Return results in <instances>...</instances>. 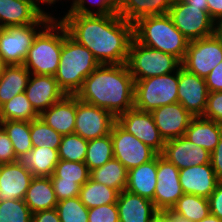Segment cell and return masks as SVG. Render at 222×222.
<instances>
[{"label":"cell","mask_w":222,"mask_h":222,"mask_svg":"<svg viewBox=\"0 0 222 222\" xmlns=\"http://www.w3.org/2000/svg\"><path fill=\"white\" fill-rule=\"evenodd\" d=\"M57 15L68 35L88 48L99 64L127 62L130 45L134 39L133 23L127 22L118 13Z\"/></svg>","instance_id":"cell-1"},{"label":"cell","mask_w":222,"mask_h":222,"mask_svg":"<svg viewBox=\"0 0 222 222\" xmlns=\"http://www.w3.org/2000/svg\"><path fill=\"white\" fill-rule=\"evenodd\" d=\"M109 111L115 118L134 107V79L127 64H100L75 95Z\"/></svg>","instance_id":"cell-2"},{"label":"cell","mask_w":222,"mask_h":222,"mask_svg":"<svg viewBox=\"0 0 222 222\" xmlns=\"http://www.w3.org/2000/svg\"><path fill=\"white\" fill-rule=\"evenodd\" d=\"M99 65L92 52L72 39L63 25V44L54 77L65 95H76L83 81Z\"/></svg>","instance_id":"cell-3"},{"label":"cell","mask_w":222,"mask_h":222,"mask_svg":"<svg viewBox=\"0 0 222 222\" xmlns=\"http://www.w3.org/2000/svg\"><path fill=\"white\" fill-rule=\"evenodd\" d=\"M134 26V39L145 46L184 59L189 40L175 27L168 14L139 18Z\"/></svg>","instance_id":"cell-4"},{"label":"cell","mask_w":222,"mask_h":222,"mask_svg":"<svg viewBox=\"0 0 222 222\" xmlns=\"http://www.w3.org/2000/svg\"><path fill=\"white\" fill-rule=\"evenodd\" d=\"M63 44V24L53 18L35 37L28 50L24 67L35 75H52L57 72Z\"/></svg>","instance_id":"cell-5"},{"label":"cell","mask_w":222,"mask_h":222,"mask_svg":"<svg viewBox=\"0 0 222 222\" xmlns=\"http://www.w3.org/2000/svg\"><path fill=\"white\" fill-rule=\"evenodd\" d=\"M134 81L178 71L181 61L170 54L132 40L126 62Z\"/></svg>","instance_id":"cell-6"},{"label":"cell","mask_w":222,"mask_h":222,"mask_svg":"<svg viewBox=\"0 0 222 222\" xmlns=\"http://www.w3.org/2000/svg\"><path fill=\"white\" fill-rule=\"evenodd\" d=\"M178 102V71L134 81V108L152 110Z\"/></svg>","instance_id":"cell-7"},{"label":"cell","mask_w":222,"mask_h":222,"mask_svg":"<svg viewBox=\"0 0 222 222\" xmlns=\"http://www.w3.org/2000/svg\"><path fill=\"white\" fill-rule=\"evenodd\" d=\"M43 15L36 23L0 28V55L6 65H23L37 34L52 20Z\"/></svg>","instance_id":"cell-8"},{"label":"cell","mask_w":222,"mask_h":222,"mask_svg":"<svg viewBox=\"0 0 222 222\" xmlns=\"http://www.w3.org/2000/svg\"><path fill=\"white\" fill-rule=\"evenodd\" d=\"M168 15L189 41L213 35L214 20L204 7H195L177 0L169 9Z\"/></svg>","instance_id":"cell-9"},{"label":"cell","mask_w":222,"mask_h":222,"mask_svg":"<svg viewBox=\"0 0 222 222\" xmlns=\"http://www.w3.org/2000/svg\"><path fill=\"white\" fill-rule=\"evenodd\" d=\"M222 61V41L214 35L189 42L182 68L201 78H206Z\"/></svg>","instance_id":"cell-10"},{"label":"cell","mask_w":222,"mask_h":222,"mask_svg":"<svg viewBox=\"0 0 222 222\" xmlns=\"http://www.w3.org/2000/svg\"><path fill=\"white\" fill-rule=\"evenodd\" d=\"M111 138L114 158L119 160L128 171L148 163L158 155L141 140L122 129L116 122L111 129Z\"/></svg>","instance_id":"cell-11"},{"label":"cell","mask_w":222,"mask_h":222,"mask_svg":"<svg viewBox=\"0 0 222 222\" xmlns=\"http://www.w3.org/2000/svg\"><path fill=\"white\" fill-rule=\"evenodd\" d=\"M116 118L107 110L81 101L76 97L74 133L91 140L110 134Z\"/></svg>","instance_id":"cell-12"},{"label":"cell","mask_w":222,"mask_h":222,"mask_svg":"<svg viewBox=\"0 0 222 222\" xmlns=\"http://www.w3.org/2000/svg\"><path fill=\"white\" fill-rule=\"evenodd\" d=\"M116 123L126 132L134 135L152 148L157 154H162L165 141L160 136L150 112L141 111L133 107L117 116Z\"/></svg>","instance_id":"cell-13"},{"label":"cell","mask_w":222,"mask_h":222,"mask_svg":"<svg viewBox=\"0 0 222 222\" xmlns=\"http://www.w3.org/2000/svg\"><path fill=\"white\" fill-rule=\"evenodd\" d=\"M156 178L153 204L158 212L171 210L184 194L179 181V169L161 154H158Z\"/></svg>","instance_id":"cell-14"},{"label":"cell","mask_w":222,"mask_h":222,"mask_svg":"<svg viewBox=\"0 0 222 222\" xmlns=\"http://www.w3.org/2000/svg\"><path fill=\"white\" fill-rule=\"evenodd\" d=\"M208 94L204 78L192 74L182 67L178 70V102L193 117H202L205 113Z\"/></svg>","instance_id":"cell-15"},{"label":"cell","mask_w":222,"mask_h":222,"mask_svg":"<svg viewBox=\"0 0 222 222\" xmlns=\"http://www.w3.org/2000/svg\"><path fill=\"white\" fill-rule=\"evenodd\" d=\"M150 113L164 141L184 136L193 118L179 102L161 106Z\"/></svg>","instance_id":"cell-16"},{"label":"cell","mask_w":222,"mask_h":222,"mask_svg":"<svg viewBox=\"0 0 222 222\" xmlns=\"http://www.w3.org/2000/svg\"><path fill=\"white\" fill-rule=\"evenodd\" d=\"M161 155L180 170L210 163L211 153L182 136L165 141Z\"/></svg>","instance_id":"cell-17"},{"label":"cell","mask_w":222,"mask_h":222,"mask_svg":"<svg viewBox=\"0 0 222 222\" xmlns=\"http://www.w3.org/2000/svg\"><path fill=\"white\" fill-rule=\"evenodd\" d=\"M25 94L39 115L65 96L54 76L35 74L30 75Z\"/></svg>","instance_id":"cell-18"},{"label":"cell","mask_w":222,"mask_h":222,"mask_svg":"<svg viewBox=\"0 0 222 222\" xmlns=\"http://www.w3.org/2000/svg\"><path fill=\"white\" fill-rule=\"evenodd\" d=\"M34 176L18 162L0 164V202L24 200Z\"/></svg>","instance_id":"cell-19"},{"label":"cell","mask_w":222,"mask_h":222,"mask_svg":"<svg viewBox=\"0 0 222 222\" xmlns=\"http://www.w3.org/2000/svg\"><path fill=\"white\" fill-rule=\"evenodd\" d=\"M179 181L184 194L209 198L219 183L211 163L179 170Z\"/></svg>","instance_id":"cell-20"},{"label":"cell","mask_w":222,"mask_h":222,"mask_svg":"<svg viewBox=\"0 0 222 222\" xmlns=\"http://www.w3.org/2000/svg\"><path fill=\"white\" fill-rule=\"evenodd\" d=\"M43 15L32 0H0V28L34 24Z\"/></svg>","instance_id":"cell-21"},{"label":"cell","mask_w":222,"mask_h":222,"mask_svg":"<svg viewBox=\"0 0 222 222\" xmlns=\"http://www.w3.org/2000/svg\"><path fill=\"white\" fill-rule=\"evenodd\" d=\"M39 117L61 135L73 134L76 118V96L65 95L43 111Z\"/></svg>","instance_id":"cell-22"},{"label":"cell","mask_w":222,"mask_h":222,"mask_svg":"<svg viewBox=\"0 0 222 222\" xmlns=\"http://www.w3.org/2000/svg\"><path fill=\"white\" fill-rule=\"evenodd\" d=\"M119 222H150L158 213L153 201L123 190L116 202Z\"/></svg>","instance_id":"cell-23"},{"label":"cell","mask_w":222,"mask_h":222,"mask_svg":"<svg viewBox=\"0 0 222 222\" xmlns=\"http://www.w3.org/2000/svg\"><path fill=\"white\" fill-rule=\"evenodd\" d=\"M157 156L148 163L128 171L126 189L128 192L153 201L157 183Z\"/></svg>","instance_id":"cell-24"},{"label":"cell","mask_w":222,"mask_h":222,"mask_svg":"<svg viewBox=\"0 0 222 222\" xmlns=\"http://www.w3.org/2000/svg\"><path fill=\"white\" fill-rule=\"evenodd\" d=\"M177 0H119L117 13L127 22L135 23L145 16L168 14Z\"/></svg>","instance_id":"cell-25"},{"label":"cell","mask_w":222,"mask_h":222,"mask_svg":"<svg viewBox=\"0 0 222 222\" xmlns=\"http://www.w3.org/2000/svg\"><path fill=\"white\" fill-rule=\"evenodd\" d=\"M59 160L58 149L49 147H33L30 152L17 157V162L34 177H50Z\"/></svg>","instance_id":"cell-26"},{"label":"cell","mask_w":222,"mask_h":222,"mask_svg":"<svg viewBox=\"0 0 222 222\" xmlns=\"http://www.w3.org/2000/svg\"><path fill=\"white\" fill-rule=\"evenodd\" d=\"M221 135L222 125L203 117H193L184 136L212 153L219 143Z\"/></svg>","instance_id":"cell-27"},{"label":"cell","mask_w":222,"mask_h":222,"mask_svg":"<svg viewBox=\"0 0 222 222\" xmlns=\"http://www.w3.org/2000/svg\"><path fill=\"white\" fill-rule=\"evenodd\" d=\"M24 201L32 214L56 208L58 200L50 177H34L31 180Z\"/></svg>","instance_id":"cell-28"},{"label":"cell","mask_w":222,"mask_h":222,"mask_svg":"<svg viewBox=\"0 0 222 222\" xmlns=\"http://www.w3.org/2000/svg\"><path fill=\"white\" fill-rule=\"evenodd\" d=\"M30 75L24 65H6L0 75V105L25 92Z\"/></svg>","instance_id":"cell-29"},{"label":"cell","mask_w":222,"mask_h":222,"mask_svg":"<svg viewBox=\"0 0 222 222\" xmlns=\"http://www.w3.org/2000/svg\"><path fill=\"white\" fill-rule=\"evenodd\" d=\"M128 170L117 159L113 158L101 167L90 171V178L119 192L126 189Z\"/></svg>","instance_id":"cell-30"},{"label":"cell","mask_w":222,"mask_h":222,"mask_svg":"<svg viewBox=\"0 0 222 222\" xmlns=\"http://www.w3.org/2000/svg\"><path fill=\"white\" fill-rule=\"evenodd\" d=\"M119 191L104 184L97 183L91 178L80 187V200L88 208L116 203Z\"/></svg>","instance_id":"cell-31"},{"label":"cell","mask_w":222,"mask_h":222,"mask_svg":"<svg viewBox=\"0 0 222 222\" xmlns=\"http://www.w3.org/2000/svg\"><path fill=\"white\" fill-rule=\"evenodd\" d=\"M171 210L190 222H198L210 213L208 198L192 194H183Z\"/></svg>","instance_id":"cell-32"},{"label":"cell","mask_w":222,"mask_h":222,"mask_svg":"<svg viewBox=\"0 0 222 222\" xmlns=\"http://www.w3.org/2000/svg\"><path fill=\"white\" fill-rule=\"evenodd\" d=\"M39 118L25 92L17 94L1 105V121L15 120L30 122Z\"/></svg>","instance_id":"cell-33"},{"label":"cell","mask_w":222,"mask_h":222,"mask_svg":"<svg viewBox=\"0 0 222 222\" xmlns=\"http://www.w3.org/2000/svg\"><path fill=\"white\" fill-rule=\"evenodd\" d=\"M113 158L111 132L104 137L88 140L84 163L87 165L89 171L103 166Z\"/></svg>","instance_id":"cell-34"},{"label":"cell","mask_w":222,"mask_h":222,"mask_svg":"<svg viewBox=\"0 0 222 222\" xmlns=\"http://www.w3.org/2000/svg\"><path fill=\"white\" fill-rule=\"evenodd\" d=\"M0 125L11 140L16 157L33 149L30 137V122L7 120L1 121Z\"/></svg>","instance_id":"cell-35"},{"label":"cell","mask_w":222,"mask_h":222,"mask_svg":"<svg viewBox=\"0 0 222 222\" xmlns=\"http://www.w3.org/2000/svg\"><path fill=\"white\" fill-rule=\"evenodd\" d=\"M119 0H71L64 14L109 15L118 11Z\"/></svg>","instance_id":"cell-36"},{"label":"cell","mask_w":222,"mask_h":222,"mask_svg":"<svg viewBox=\"0 0 222 222\" xmlns=\"http://www.w3.org/2000/svg\"><path fill=\"white\" fill-rule=\"evenodd\" d=\"M50 178H60V182H75L82 186L90 178V171L84 162L59 160Z\"/></svg>","instance_id":"cell-37"},{"label":"cell","mask_w":222,"mask_h":222,"mask_svg":"<svg viewBox=\"0 0 222 222\" xmlns=\"http://www.w3.org/2000/svg\"><path fill=\"white\" fill-rule=\"evenodd\" d=\"M30 137L33 147L59 149L62 135L39 117L30 121Z\"/></svg>","instance_id":"cell-38"},{"label":"cell","mask_w":222,"mask_h":222,"mask_svg":"<svg viewBox=\"0 0 222 222\" xmlns=\"http://www.w3.org/2000/svg\"><path fill=\"white\" fill-rule=\"evenodd\" d=\"M88 140L73 133L62 135L58 149L59 159L66 161L84 162Z\"/></svg>","instance_id":"cell-39"},{"label":"cell","mask_w":222,"mask_h":222,"mask_svg":"<svg viewBox=\"0 0 222 222\" xmlns=\"http://www.w3.org/2000/svg\"><path fill=\"white\" fill-rule=\"evenodd\" d=\"M55 209L61 222H88L89 209L79 196L58 201Z\"/></svg>","instance_id":"cell-40"},{"label":"cell","mask_w":222,"mask_h":222,"mask_svg":"<svg viewBox=\"0 0 222 222\" xmlns=\"http://www.w3.org/2000/svg\"><path fill=\"white\" fill-rule=\"evenodd\" d=\"M32 213L24 200L0 202V222H31Z\"/></svg>","instance_id":"cell-41"},{"label":"cell","mask_w":222,"mask_h":222,"mask_svg":"<svg viewBox=\"0 0 222 222\" xmlns=\"http://www.w3.org/2000/svg\"><path fill=\"white\" fill-rule=\"evenodd\" d=\"M88 222H119L116 203L101 205L89 209Z\"/></svg>","instance_id":"cell-42"},{"label":"cell","mask_w":222,"mask_h":222,"mask_svg":"<svg viewBox=\"0 0 222 222\" xmlns=\"http://www.w3.org/2000/svg\"><path fill=\"white\" fill-rule=\"evenodd\" d=\"M202 117L222 125V91L209 92L206 110Z\"/></svg>","instance_id":"cell-43"},{"label":"cell","mask_w":222,"mask_h":222,"mask_svg":"<svg viewBox=\"0 0 222 222\" xmlns=\"http://www.w3.org/2000/svg\"><path fill=\"white\" fill-rule=\"evenodd\" d=\"M50 179L58 201L79 196L81 186L78 183L60 182V178H50Z\"/></svg>","instance_id":"cell-44"},{"label":"cell","mask_w":222,"mask_h":222,"mask_svg":"<svg viewBox=\"0 0 222 222\" xmlns=\"http://www.w3.org/2000/svg\"><path fill=\"white\" fill-rule=\"evenodd\" d=\"M17 162L12 142L6 131L0 125V164Z\"/></svg>","instance_id":"cell-45"},{"label":"cell","mask_w":222,"mask_h":222,"mask_svg":"<svg viewBox=\"0 0 222 222\" xmlns=\"http://www.w3.org/2000/svg\"><path fill=\"white\" fill-rule=\"evenodd\" d=\"M209 92L222 91V61L205 78Z\"/></svg>","instance_id":"cell-46"},{"label":"cell","mask_w":222,"mask_h":222,"mask_svg":"<svg viewBox=\"0 0 222 222\" xmlns=\"http://www.w3.org/2000/svg\"><path fill=\"white\" fill-rule=\"evenodd\" d=\"M210 213L222 220V181H219L216 189L208 198Z\"/></svg>","instance_id":"cell-47"},{"label":"cell","mask_w":222,"mask_h":222,"mask_svg":"<svg viewBox=\"0 0 222 222\" xmlns=\"http://www.w3.org/2000/svg\"><path fill=\"white\" fill-rule=\"evenodd\" d=\"M210 163L219 181H222V135L210 156Z\"/></svg>","instance_id":"cell-48"},{"label":"cell","mask_w":222,"mask_h":222,"mask_svg":"<svg viewBox=\"0 0 222 222\" xmlns=\"http://www.w3.org/2000/svg\"><path fill=\"white\" fill-rule=\"evenodd\" d=\"M31 222H61L57 210L47 209L32 214Z\"/></svg>","instance_id":"cell-49"},{"label":"cell","mask_w":222,"mask_h":222,"mask_svg":"<svg viewBox=\"0 0 222 222\" xmlns=\"http://www.w3.org/2000/svg\"><path fill=\"white\" fill-rule=\"evenodd\" d=\"M32 1L45 15H49L52 18H57V15L56 16L54 15V10L53 11L51 10V12L48 10L50 7L51 8L54 7L56 9H58L57 6H54L56 3H58V4L62 3L60 5H65L63 3V1L66 4H67V2H70L69 0H63V1L62 0H32ZM41 6H47V7L45 8V7H41Z\"/></svg>","instance_id":"cell-50"},{"label":"cell","mask_w":222,"mask_h":222,"mask_svg":"<svg viewBox=\"0 0 222 222\" xmlns=\"http://www.w3.org/2000/svg\"><path fill=\"white\" fill-rule=\"evenodd\" d=\"M208 13L214 20L222 15V0H207Z\"/></svg>","instance_id":"cell-51"},{"label":"cell","mask_w":222,"mask_h":222,"mask_svg":"<svg viewBox=\"0 0 222 222\" xmlns=\"http://www.w3.org/2000/svg\"><path fill=\"white\" fill-rule=\"evenodd\" d=\"M161 213L166 217L167 222H190L188 219L176 214L172 210H165Z\"/></svg>","instance_id":"cell-52"},{"label":"cell","mask_w":222,"mask_h":222,"mask_svg":"<svg viewBox=\"0 0 222 222\" xmlns=\"http://www.w3.org/2000/svg\"><path fill=\"white\" fill-rule=\"evenodd\" d=\"M213 35L222 41V15L214 19Z\"/></svg>","instance_id":"cell-53"},{"label":"cell","mask_w":222,"mask_h":222,"mask_svg":"<svg viewBox=\"0 0 222 222\" xmlns=\"http://www.w3.org/2000/svg\"><path fill=\"white\" fill-rule=\"evenodd\" d=\"M184 3L195 7H204L208 11V3L207 0H182Z\"/></svg>","instance_id":"cell-54"},{"label":"cell","mask_w":222,"mask_h":222,"mask_svg":"<svg viewBox=\"0 0 222 222\" xmlns=\"http://www.w3.org/2000/svg\"><path fill=\"white\" fill-rule=\"evenodd\" d=\"M198 222H222L217 216L209 213L205 218Z\"/></svg>","instance_id":"cell-55"},{"label":"cell","mask_w":222,"mask_h":222,"mask_svg":"<svg viewBox=\"0 0 222 222\" xmlns=\"http://www.w3.org/2000/svg\"><path fill=\"white\" fill-rule=\"evenodd\" d=\"M150 222H167V220L161 212H158Z\"/></svg>","instance_id":"cell-56"},{"label":"cell","mask_w":222,"mask_h":222,"mask_svg":"<svg viewBox=\"0 0 222 222\" xmlns=\"http://www.w3.org/2000/svg\"><path fill=\"white\" fill-rule=\"evenodd\" d=\"M5 66H6V64L4 63V61L2 60V57L0 55V75L3 73Z\"/></svg>","instance_id":"cell-57"},{"label":"cell","mask_w":222,"mask_h":222,"mask_svg":"<svg viewBox=\"0 0 222 222\" xmlns=\"http://www.w3.org/2000/svg\"><path fill=\"white\" fill-rule=\"evenodd\" d=\"M0 123H1V105H0Z\"/></svg>","instance_id":"cell-58"}]
</instances>
